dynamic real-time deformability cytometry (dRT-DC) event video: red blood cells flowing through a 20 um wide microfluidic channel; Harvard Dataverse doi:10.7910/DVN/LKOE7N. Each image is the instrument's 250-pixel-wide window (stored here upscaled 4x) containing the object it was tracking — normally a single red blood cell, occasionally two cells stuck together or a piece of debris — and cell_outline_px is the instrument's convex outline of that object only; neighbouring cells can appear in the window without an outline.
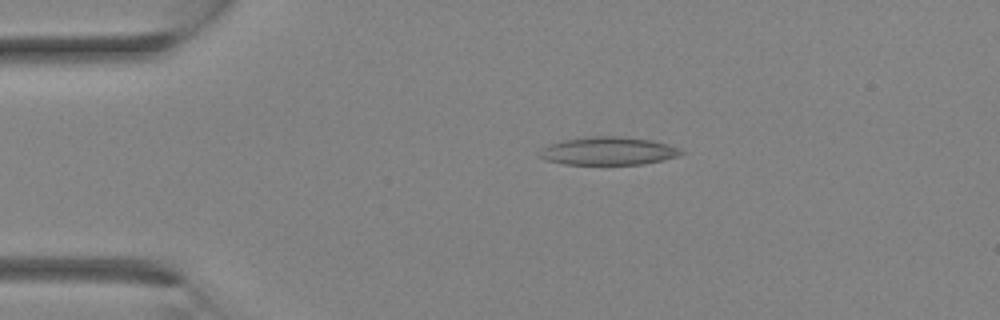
{"species": "Egyptian fruit bat (a non-hibernating species)", "species_latin": "Rousettus aegyptiacus", "temperature_condition": "room temperature", "stored_images_in_passage": 2, "camera_frame_rate_fps": 3000, "um_per_image_px": 0.085, "animal": {"sex": "female"}, "frame": {"image": 1, "passage_image": 2, "time_ms": 1.0, "image_size_px": [1000, 320], "cell_outline_px": [[684, 152], [676, 156], [664, 160], [644, 164], [564, 164], [544, 160], [536, 156], [540, 148], [548, 144], [564, 140], [596, 136], [616, 136], [652, 140], [668, 144], [680, 148]], "centroid_in_image_um": [51.65, 12.84], "position_along_channel_um": 33.3, "area_um2": 23.24}}